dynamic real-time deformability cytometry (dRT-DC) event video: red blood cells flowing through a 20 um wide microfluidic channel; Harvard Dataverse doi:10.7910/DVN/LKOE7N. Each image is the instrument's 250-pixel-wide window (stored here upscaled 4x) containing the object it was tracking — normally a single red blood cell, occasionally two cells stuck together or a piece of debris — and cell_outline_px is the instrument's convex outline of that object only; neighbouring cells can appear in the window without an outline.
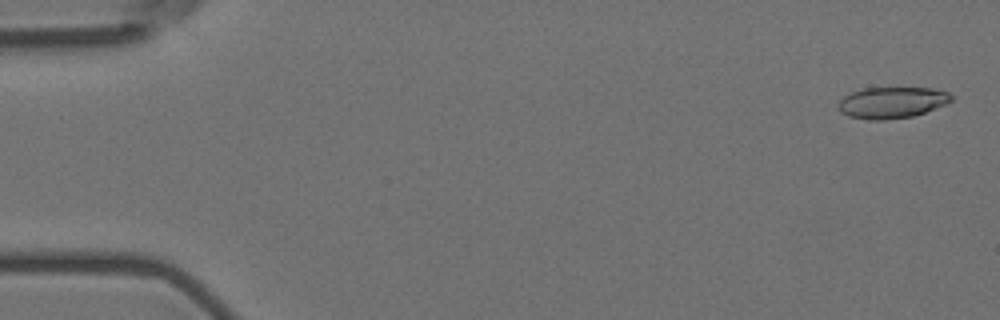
{"species": "Egyptian fruit bat (a non-hibernating species)", "species_latin": "Rousettus aegyptiacus", "temperature_condition": "room temperature", "stored_images_in_passage": 57, "camera_frame_rate_fps": 3000, "um_per_image_px": 0.085, "animal": {"sex": "female"}, "frame": {"image": 1, "passage_image": 2, "time_ms": 0.333, "image_size_px": [1000, 320], "cell_outline_px": [[952, 100], [944, 104], [924, 112], [912, 116], [884, 120], [868, 120], [848, 116], [840, 112], [836, 108], [836, 104], [844, 96], [852, 92], [864, 88], [932, 88], [948, 92], [952, 96]], "centroid_in_image_um": [75.74, 8.72], "position_along_channel_um": 9.3, "area_um2": 20.58}}
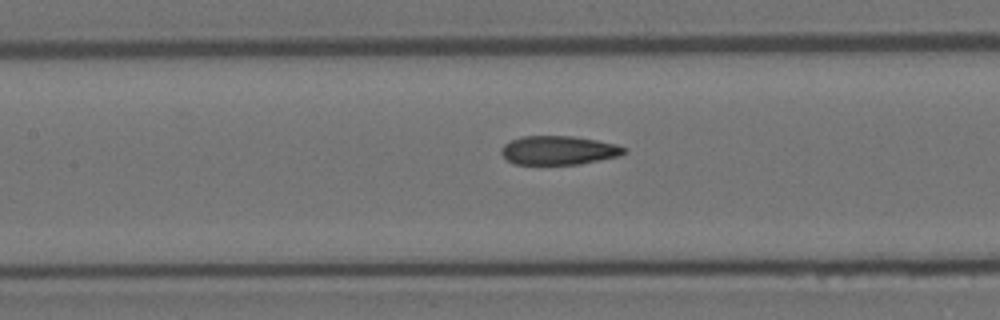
{"frame": {"image": 2, "passage_image": 26, "time_ms": 8.333, "image_size_px": [1000, 320], "cell_outline_px": [[628, 152], [620, 156], [580, 164], [512, 164], [500, 152], [500, 148], [504, 144], [520, 136], [572, 136], [596, 140], [616, 144], [628, 148]], "centroid_in_image_um": [47.51, 12.77], "position_along_channel_um": 159.9, "area_um2": 20.81}}
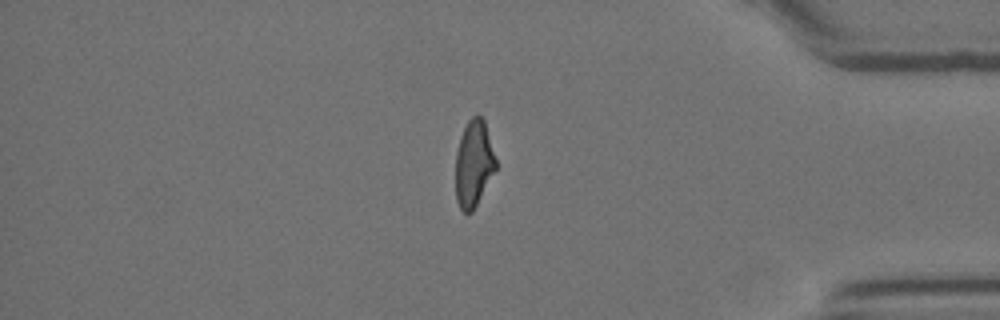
{"frame": {"image": 3, "passage_image": 48, "time_ms": 15.667, "image_size_px": [1000, 320], "cell_outline_px": [[496, 168], [472, 212], [468, 216], [460, 208], [456, 200], [456, 152], [460, 136], [468, 120], [472, 116], [480, 116], [484, 120], [496, 160]], "centroid_in_image_um": [40.25, 13.92], "position_along_channel_um": 395.0, "area_um2": 20.06}, "authors_computed_cell_mechanics": {"area_um2": 21.3282, "velocity_mm_per_s": 3.6047, "shape_relaxation_time_tau1_ms": null, "shape_relaxation_time_tau2_ms": 2.2396, "deformation_change_tau1": null, "deformation_change_tau2": 0.1095}}